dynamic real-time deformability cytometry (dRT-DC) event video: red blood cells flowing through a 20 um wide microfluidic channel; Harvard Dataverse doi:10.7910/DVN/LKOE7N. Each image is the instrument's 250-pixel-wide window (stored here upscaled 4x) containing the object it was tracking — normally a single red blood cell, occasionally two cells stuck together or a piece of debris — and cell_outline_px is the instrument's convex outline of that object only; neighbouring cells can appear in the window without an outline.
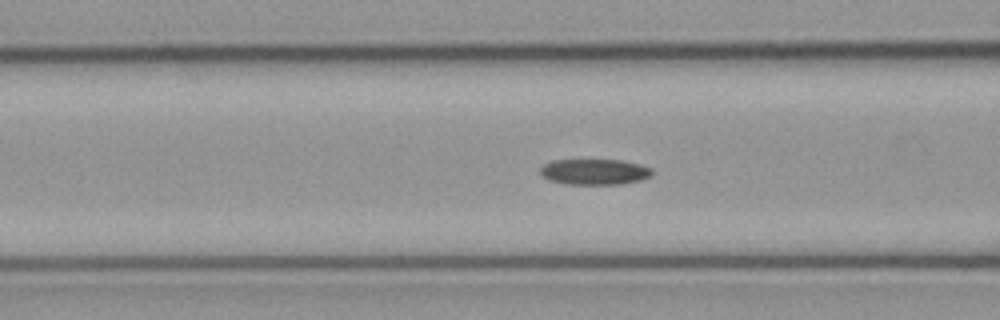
{"species": "common noctule bat (a hibernating species)", "species_latin": "Nyctalus noctula", "temperature_condition": "cold", "stored_images_in_passage": 38, "camera_frame_rate_fps": 3000, "um_per_image_px": 0.085, "animal": {"sex": "male", "body_mass_g": 23.1, "forearm_length_mm": 52.7}, "frame": {"image": 1, "passage_image": 4, "time_ms": 1.0, "image_size_px": [1000, 320], "cell_outline_px": [[652, 176], [640, 180], [620, 184], [568, 184], [548, 180], [540, 172], [540, 168], [544, 164], [552, 160], [620, 160], [640, 164], [652, 168]], "centroid_in_image_um": [50.54, 14.6], "position_along_channel_um": 116.1, "area_um2": 16.76}}
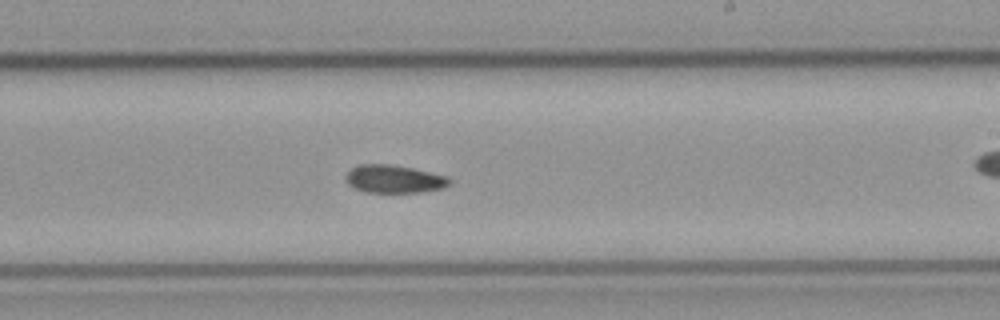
{"frame": {"image": 2, "passage_image": 15, "time_ms": 4.667, "image_size_px": [1000, 320], "cell_outline_px": [[452, 180], [448, 184], [440, 188], [420, 192], [364, 192], [352, 188], [344, 180], [344, 176], [352, 168], [360, 164], [392, 164], [412, 168], [448, 176]], "centroid_in_image_um": [33.44, 15.21], "position_along_channel_um": 255.6, "area_um2": 16.94}}
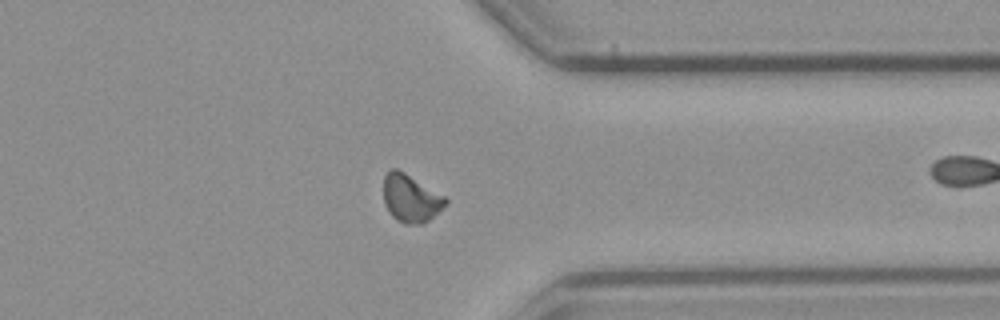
{"frame": {"image": 3, "passage_image": 25, "time_ms": 8.0, "image_size_px": [1000, 320], "cell_outline_px": [[448, 204], [428, 220], [420, 224], [404, 224], [396, 220], [388, 212], [384, 204], [384, 176], [392, 168], [396, 168], [404, 172], [444, 196], [448, 200]], "centroid_in_image_um": [34.9, 16.87], "position_along_channel_um": 376.5, "area_um2": 17.17}}